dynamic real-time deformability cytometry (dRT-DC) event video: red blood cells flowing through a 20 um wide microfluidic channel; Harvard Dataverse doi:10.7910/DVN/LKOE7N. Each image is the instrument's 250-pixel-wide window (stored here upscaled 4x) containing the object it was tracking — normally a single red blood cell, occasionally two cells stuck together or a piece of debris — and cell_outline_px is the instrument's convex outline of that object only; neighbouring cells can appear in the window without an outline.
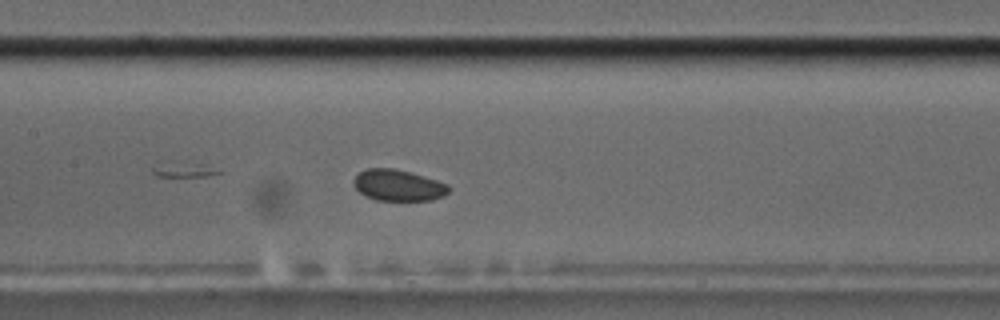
{"species": "common noctule bat (a hibernating species)", "species_latin": "Nyctalus noctula", "temperature_condition": "cold", "stored_images_in_passage": 20, "camera_frame_rate_fps": 3000, "um_per_image_px": 0.085, "animal": {"sex": "male", "body_mass_g": 17.5, "forearm_length_mm": 52.3}, "frame": {"image": 1, "passage_image": 15, "time_ms": 4.667, "image_size_px": [1000, 320], "cell_outline_px": [[452, 188], [444, 196], [432, 200], [376, 200], [360, 192], [352, 184], [352, 180], [360, 172], [368, 168], [392, 168], [424, 176], [448, 184]], "centroid_in_image_um": [33.86, 15.75], "position_along_channel_um": 173.5, "area_um2": 17.22}}
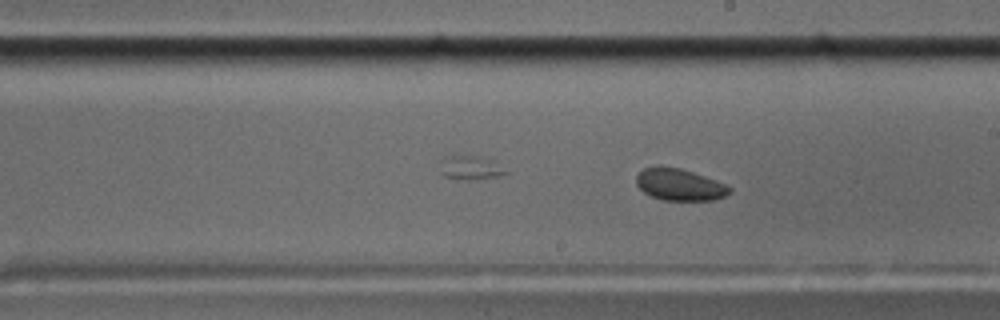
{"frame": {"image": 2, "passage_image": 20, "time_ms": 6.333, "image_size_px": [1000, 320], "cell_outline_px": [[732, 192], [716, 200], [664, 200], [652, 196], [644, 192], [636, 184], [636, 176], [644, 168], [660, 164], [680, 168], [716, 180], [732, 188]], "centroid_in_image_um": [57.75, 15.68], "position_along_channel_um": 231.2, "area_um2": 17.4}}